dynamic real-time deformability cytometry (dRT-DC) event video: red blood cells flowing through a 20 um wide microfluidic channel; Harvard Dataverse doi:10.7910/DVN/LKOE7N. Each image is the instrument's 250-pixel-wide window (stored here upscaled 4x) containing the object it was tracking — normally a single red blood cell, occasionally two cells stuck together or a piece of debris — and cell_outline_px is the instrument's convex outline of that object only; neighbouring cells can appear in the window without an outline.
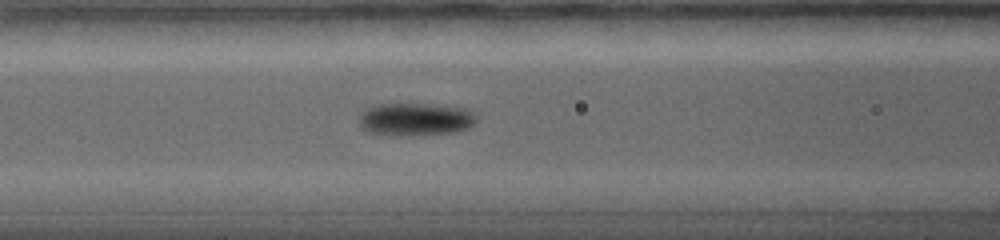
{"species": "common noctule bat (a hibernating species)", "species_latin": "Nyctalus noctula", "temperature_condition": "warm", "stored_images_in_passage": 23, "camera_frame_rate_fps": 5000, "um_per_image_px": 0.085, "animal": {"sex": "female", "body_mass_g": 19.0, "forearm_length_mm": 56.7}, "frame": {"image": 1, "passage_image": 7, "time_ms": 5.0, "image_size_px": [1000, 240], "cell_outline_px": [[476, 124], [468, 128], [456, 132], [412, 136], [404, 136], [368, 132], [360, 128], [360, 116], [368, 108], [380, 104], [432, 104], [464, 108], [476, 112]], "centroid_in_image_um": [35.37, 10.15], "position_along_channel_um": 131.2, "area_um2": 22.6}}
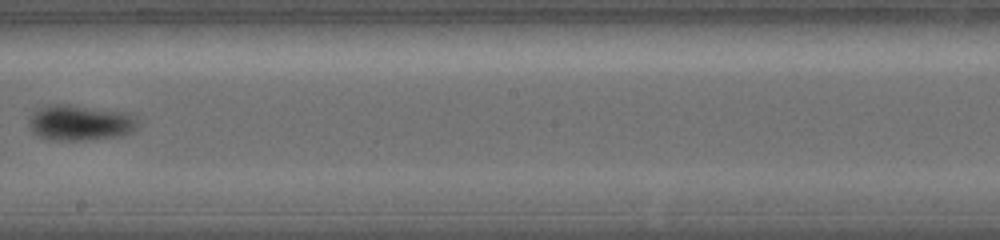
{"frame": {"image": 2, "passage_image": 11, "time_ms": 8.2, "image_size_px": [1000, 240], "cell_outline_px": [[136, 128], [132, 132], [120, 136], [80, 140], [48, 140], [32, 132], [28, 124], [28, 120], [32, 112], [40, 108], [52, 104], [68, 104], [128, 112], [136, 116]], "centroid_in_image_um": [6.79, 10.42], "position_along_channel_um": 241.4, "area_um2": 22.72}}
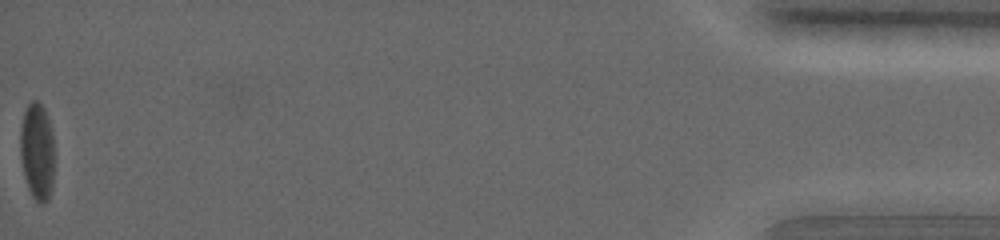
{"frame": {"image": 3, "passage_image": 23, "time_ms": 18.2, "image_size_px": [1000, 240], "cell_outline_px": [[52, 188], [48, 200], [44, 204], [40, 204], [32, 196], [28, 188], [24, 176], [20, 156], [20, 128], [24, 112], [28, 104], [32, 100], [40, 100], [44, 108], [52, 132]], "centroid_in_image_um": [3.13, 12.86], "position_along_channel_um": 432.1, "area_um2": 19.25}, "authors_computed_cell_mechanics": {"area_um2": 20.0566, "velocity_mm_per_s": 3.4466, "shape_relaxation_time_tau1_ms": 3.8296, "shape_relaxation_time_tau2_ms": null, "deformation_change_tau1": 0.1044, "deformation_change_tau2": null}}